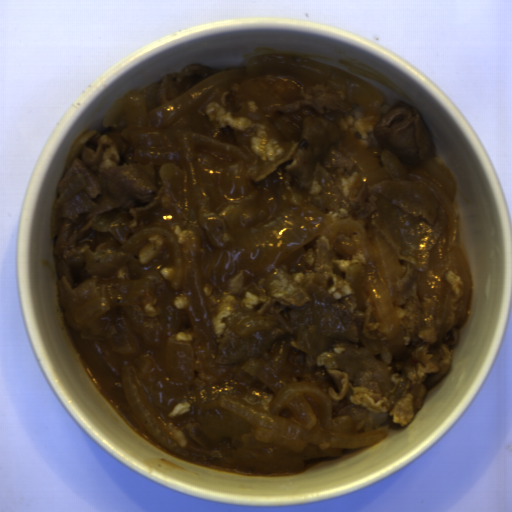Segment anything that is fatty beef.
I'll return each instance as SVG.
<instances>
[{
    "mask_svg": "<svg viewBox=\"0 0 512 512\" xmlns=\"http://www.w3.org/2000/svg\"><path fill=\"white\" fill-rule=\"evenodd\" d=\"M355 107L336 83L268 75L196 104L191 128L249 158L194 147L196 185L175 160L137 162L121 132L104 125L82 135L64 164L58 198L75 175L85 182L58 213L53 247L58 306L72 339L109 398L151 438L123 390L129 363L151 416L199 465L218 466L251 429L220 405L222 396L270 410L276 393L242 370L251 357L318 387L330 398L332 419L350 417L364 433L384 424L408 428L448 372L465 322L457 319L465 281L453 252L430 266V251L447 230L444 208L421 180L370 185L342 144L349 135L339 120ZM307 204L330 218L316 238L293 252L249 247L262 225ZM348 218L367 239L379 233L397 252L394 312L382 319L366 285L375 258L356 232L327 235ZM157 225L177 239L182 264L172 262L164 235L151 234L97 281L150 283V299L132 307L140 326L120 307L82 326L68 300L89 278L84 251L101 262ZM265 317L270 331L236 333L244 321ZM169 339L193 347L190 383L167 370Z\"/></svg>",
    "mask_w": 512,
    "mask_h": 512,
    "instance_id": "fatty-beef-1",
    "label": "fatty beef"
},
{
    "mask_svg": "<svg viewBox=\"0 0 512 512\" xmlns=\"http://www.w3.org/2000/svg\"><path fill=\"white\" fill-rule=\"evenodd\" d=\"M377 146L364 147L376 159L389 151L409 172L431 161L436 148L427 123L419 112L405 104L389 106L373 131Z\"/></svg>",
    "mask_w": 512,
    "mask_h": 512,
    "instance_id": "fatty-beef-2",
    "label": "fatty beef"
},
{
    "mask_svg": "<svg viewBox=\"0 0 512 512\" xmlns=\"http://www.w3.org/2000/svg\"><path fill=\"white\" fill-rule=\"evenodd\" d=\"M219 74L217 68L191 64L180 73L163 78L158 92L161 104L168 103L189 91L210 76Z\"/></svg>",
    "mask_w": 512,
    "mask_h": 512,
    "instance_id": "fatty-beef-3",
    "label": "fatty beef"
}]
</instances>
